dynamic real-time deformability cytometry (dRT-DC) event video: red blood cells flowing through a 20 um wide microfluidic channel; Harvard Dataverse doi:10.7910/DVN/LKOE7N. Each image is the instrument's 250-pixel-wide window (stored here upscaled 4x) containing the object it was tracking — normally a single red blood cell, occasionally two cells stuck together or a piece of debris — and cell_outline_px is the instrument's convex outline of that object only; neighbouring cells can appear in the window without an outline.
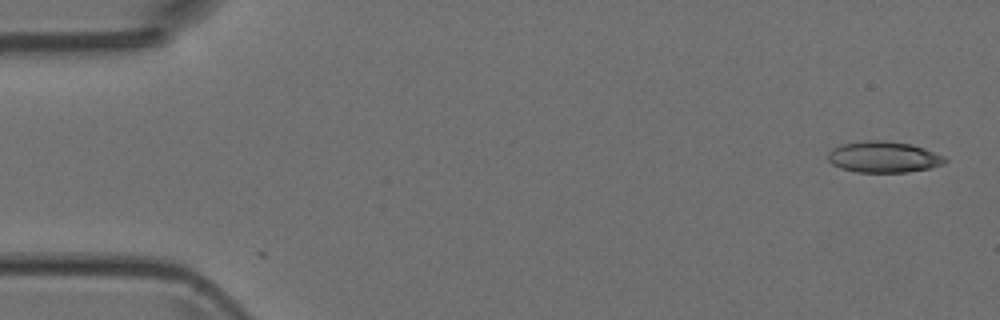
{"species": "Egyptian fruit bat (a non-hibernating species)", "species_latin": "Rousettus aegyptiacus", "temperature_condition": "room temperature", "stored_images_in_passage": 5, "camera_frame_rate_fps": 3000, "um_per_image_px": 0.085, "animal": {"sex": "female"}, "frame": {"image": 1, "passage_image": 1, "time_ms": 0.0, "image_size_px": [1000, 320], "cell_outline_px": [[948, 160], [944, 164], [928, 168], [908, 172], [856, 172], [840, 168], [832, 164], [828, 160], [828, 152], [832, 148], [840, 144], [868, 140], [884, 140], [912, 144], [924, 148], [944, 156]], "centroid_in_image_um": [75.09, 13.34], "position_along_channel_um": 9.9, "area_um2": 21.39}}
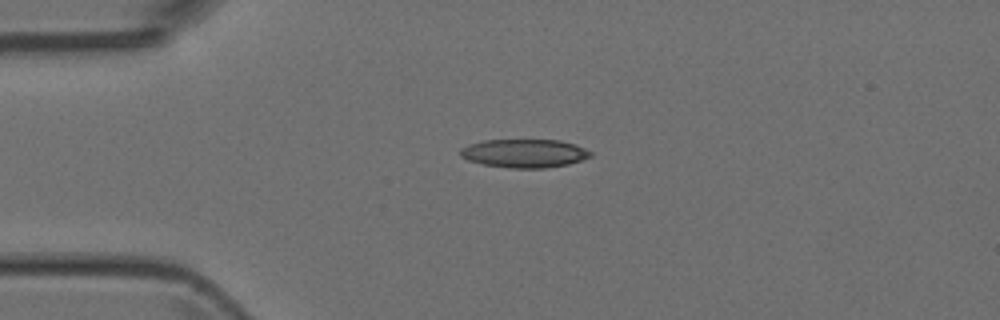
{"frame": {"image": 2, "passage_image": 4, "time_ms": 3.333, "image_size_px": [1000, 320], "cell_outline_px": [[592, 156], [568, 164], [544, 168], [508, 168], [484, 164], [468, 160], [460, 156], [460, 148], [468, 144], [484, 140], [560, 140], [576, 144], [592, 152]], "centroid_in_image_um": [44.56, 13.03], "position_along_channel_um": 40.4, "area_um2": 21.62}}